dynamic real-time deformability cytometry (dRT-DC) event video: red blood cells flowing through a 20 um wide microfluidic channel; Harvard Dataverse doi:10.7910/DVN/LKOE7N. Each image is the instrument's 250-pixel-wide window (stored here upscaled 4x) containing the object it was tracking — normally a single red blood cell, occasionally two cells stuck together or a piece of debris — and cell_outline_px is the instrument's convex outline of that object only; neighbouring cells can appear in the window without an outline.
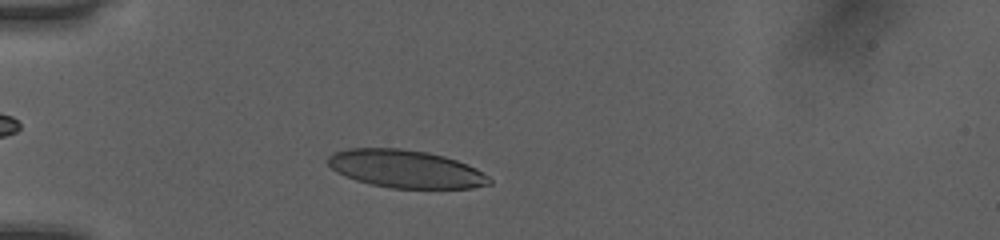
{"species": "human", "species_latin": "Homo sapiens", "temperature_condition": "room temperature", "stored_images_in_passage": 43, "camera_frame_rate_fps": 3000, "um_per_image_px": 0.085, "donor": {"sex": "female"}, "frame": {"image": 1, "passage_image": 7, "time_ms": 2.0, "image_size_px": [1000, 240], "cell_outline_px": [[492, 184], [472, 188], [392, 188], [372, 184], [356, 180], [336, 172], [328, 164], [328, 156], [332, 152], [348, 148], [400, 148], [428, 152], [444, 156], [468, 164], [476, 168], [488, 176], [492, 180]], "centroid_in_image_um": [34.49, 14.35], "position_along_channel_um": 50.5, "area_um2": 35.66}}
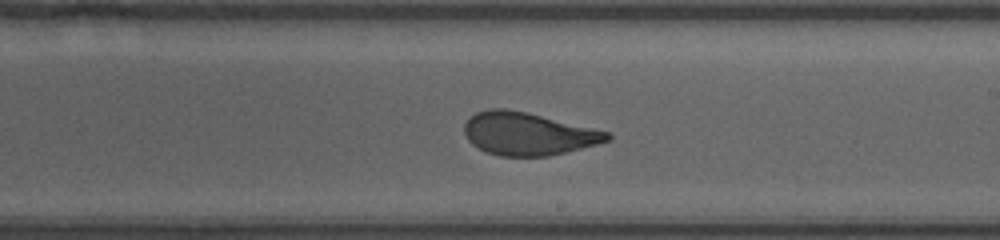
{"frame": {"image": 2, "passage_image": 23, "time_ms": 7.333, "image_size_px": [1000, 240], "cell_outline_px": [[612, 140], [548, 156], [500, 156], [488, 152], [472, 144], [468, 140], [464, 132], [464, 124], [476, 112], [488, 108], [504, 108], [528, 112], [608, 132], [612, 136]], "centroid_in_image_um": [44.86, 11.36], "position_along_channel_um": 244.1, "area_um2": 35.32}}
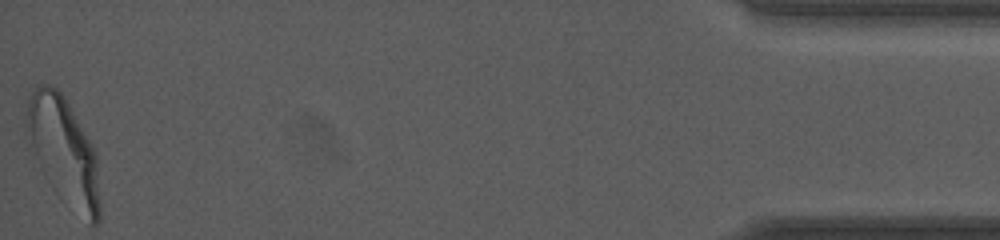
{"frame": {"image": 3, "passage_image": 43, "time_ms": 14.0, "image_size_px": [1000, 240], "cell_outline_px": [[100, 220], [96, 224], [88, 224], [44, 176], [40, 168], [24, 124], [24, 112], [28, 100], [36, 84], [48, 84], [56, 88], [64, 96], [92, 144], [96, 156], [100, 204]], "centroid_in_image_um": [5.4, 12.79], "position_along_channel_um": 429.8, "area_um2": 45.03}, "authors_computed_cell_mechanics": {"area_um2": 36.2984, "velocity_mm_per_s": 4.0483, "shape_relaxation_time_tau1_ms": 4.0317, "shape_relaxation_time_tau2_ms": 0.7296, "deformation_change_tau1": 0.1704, "deformation_change_tau2": 0.0613}}